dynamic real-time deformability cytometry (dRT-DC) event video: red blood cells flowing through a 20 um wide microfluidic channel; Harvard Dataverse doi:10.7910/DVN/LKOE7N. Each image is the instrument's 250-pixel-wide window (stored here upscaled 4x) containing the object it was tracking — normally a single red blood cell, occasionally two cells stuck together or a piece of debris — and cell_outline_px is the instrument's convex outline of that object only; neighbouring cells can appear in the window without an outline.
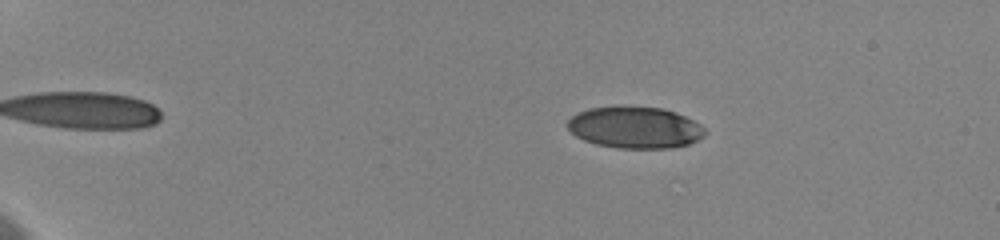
{"species": "human", "species_latin": "Homo sapiens", "temperature_condition": "cold", "stored_images_in_passage": 36, "camera_frame_rate_fps": 3000, "um_per_image_px": 0.085, "donor": {"sex": "female"}, "frame": {"image": 1, "passage_image": 3, "time_ms": 0.333, "image_size_px": [1000, 240], "cell_outline_px": [[708, 132], [704, 136], [688, 144], [672, 148], [616, 148], [596, 144], [584, 140], [576, 136], [568, 128], [568, 120], [572, 116], [588, 108], [616, 104], [664, 108], [676, 112], [700, 124]], "centroid_in_image_um": [53.97, 10.81], "position_along_channel_um": 31.0, "area_um2": 33.87}}
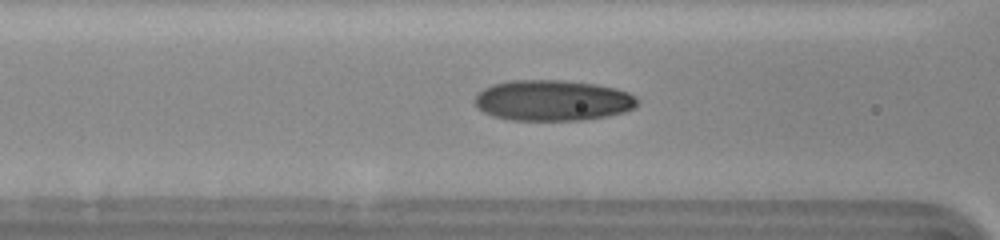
{"frame": {"image": 2, "passage_image": 21, "time_ms": 5.667, "image_size_px": [1000, 240], "cell_outline_px": [[636, 104], [632, 108], [624, 112], [608, 116], [580, 120], [512, 120], [492, 116], [476, 108], [472, 100], [484, 88], [492, 84], [512, 80], [564, 80], [596, 84], [616, 88], [628, 92], [636, 96]], "centroid_in_image_um": [46.94, 8.53], "position_along_channel_um": 119.7, "area_um2": 38.78}}
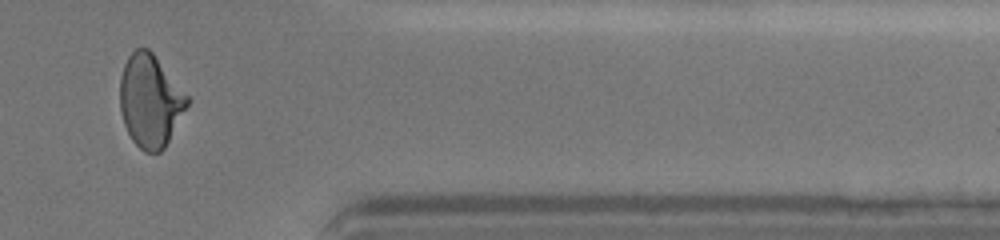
{"frame": {"image": 3, "passage_image": 33, "time_ms": 13.667, "image_size_px": [1000, 240], "cell_outline_px": [[188, 104], [164, 148], [160, 152], [144, 152], [132, 140], [124, 124], [120, 112], [120, 76], [124, 64], [128, 56], [136, 48], [148, 48], [152, 52], [188, 96]], "centroid_in_image_um": [12.73, 8.56], "position_along_channel_um": 398.7, "area_um2": 35.84}, "authors_computed_cell_mechanics": {"area_um2": 35.8938, "velocity_mm_per_s": 3.6085, "shape_relaxation_time_tau1_ms": 5.1545, "shape_relaxation_time_tau2_ms": 1.6469, "deformation_change_tau1": 0.1672, "deformation_change_tau2": 0.0717}}